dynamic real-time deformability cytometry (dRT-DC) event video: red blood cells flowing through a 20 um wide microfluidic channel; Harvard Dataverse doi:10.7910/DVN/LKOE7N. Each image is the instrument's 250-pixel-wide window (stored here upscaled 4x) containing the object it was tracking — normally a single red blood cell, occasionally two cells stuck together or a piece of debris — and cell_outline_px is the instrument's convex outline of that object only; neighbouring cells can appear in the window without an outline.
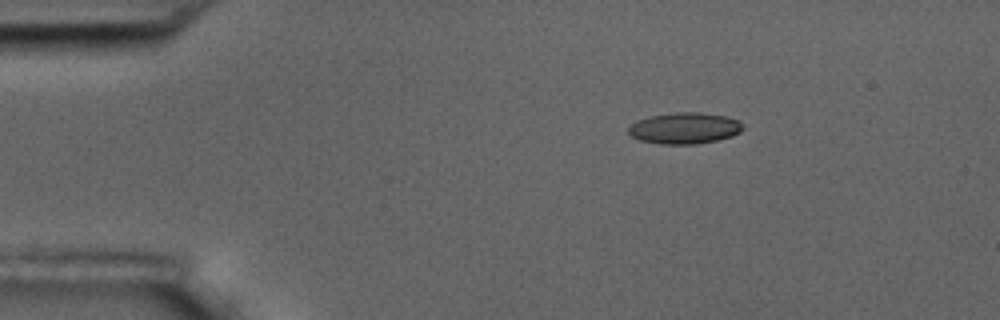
{"species": "common noctule bat (a hibernating species)", "species_latin": "Nyctalus noctula", "temperature_condition": "room temperature", "stored_images_in_passage": 3, "camera_frame_rate_fps": 3000, "um_per_image_px": 0.085, "animal": {"sex": "male", "body_mass_g": 17.5, "forearm_length_mm": 52.3}, "frame": {"image": 1, "passage_image": 1, "time_ms": 0.0, "image_size_px": [1000, 320], "cell_outline_px": [[744, 128], [740, 132], [732, 136], [716, 140], [696, 144], [660, 144], [640, 140], [632, 136], [628, 132], [628, 128], [636, 120], [648, 116], [676, 112], [700, 112], [728, 116], [740, 120]], "centroid_in_image_um": [58.21, 10.88], "position_along_channel_um": 26.8, "area_um2": 21.04}}